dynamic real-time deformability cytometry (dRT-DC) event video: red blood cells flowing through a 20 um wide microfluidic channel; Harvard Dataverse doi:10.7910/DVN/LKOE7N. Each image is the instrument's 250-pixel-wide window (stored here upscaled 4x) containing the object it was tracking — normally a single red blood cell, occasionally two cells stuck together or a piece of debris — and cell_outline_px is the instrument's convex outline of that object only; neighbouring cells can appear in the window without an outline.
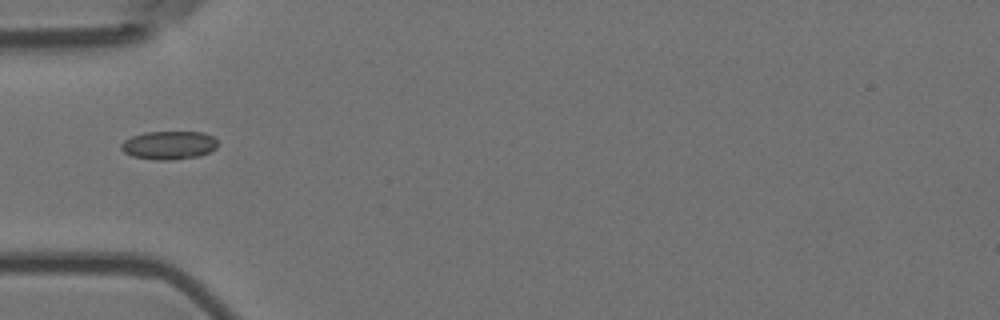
{"species": "Egyptian fruit bat (a non-hibernating species)", "species_latin": "Rousettus aegyptiacus", "temperature_condition": "room temperature", "stored_images_in_passage": 39, "camera_frame_rate_fps": 3000, "um_per_image_px": 0.085, "animal": {"sex": "female"}, "frame": {"image": 1, "passage_image": 1, "time_ms": 0.0, "image_size_px": [1000, 320], "cell_outline_px": [[216, 148], [208, 152], [196, 156], [172, 160], [156, 160], [132, 156], [124, 152], [120, 148], [120, 144], [124, 140], [132, 136], [144, 132], [204, 132], [212, 136], [216, 140]], "centroid_in_image_um": [14.32, 12.33], "position_along_channel_um": 70.7, "area_um2": 15.9}}
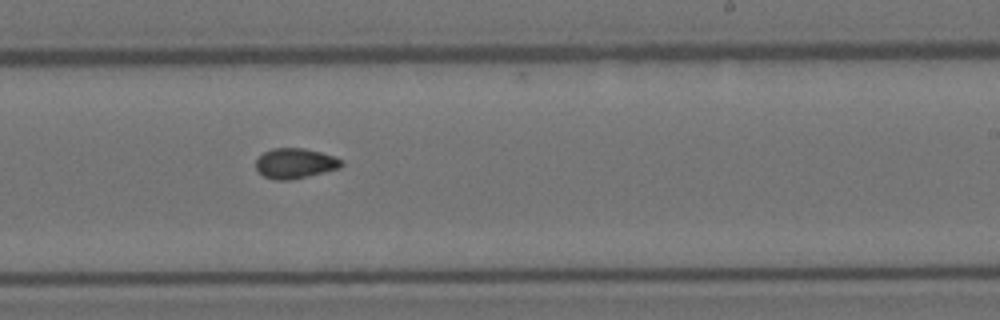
{"frame": {"image": 2, "passage_image": 17, "time_ms": 5.333, "image_size_px": [1000, 320], "cell_outline_px": [[344, 164], [340, 168], [292, 180], [276, 180], [264, 176], [256, 172], [256, 160], [264, 152], [272, 148], [304, 148], [320, 152], [332, 156], [340, 160]], "centroid_in_image_um": [25.05, 13.89], "position_along_channel_um": 264.0, "area_um2": 15.03}}
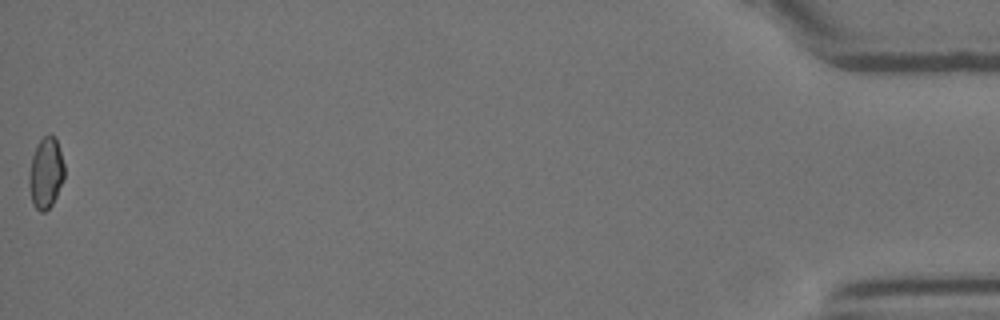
{"frame": {"image": 3, "passage_image": 39, "time_ms": 12.667, "image_size_px": [1000, 320], "cell_outline_px": [[64, 176], [56, 196], [52, 204], [44, 212], [40, 212], [32, 204], [28, 184], [28, 176], [32, 156], [36, 144], [44, 136], [52, 136], [56, 140], [64, 164]], "centroid_in_image_um": [3.86, 14.73], "position_along_channel_um": 431.3, "area_um2": 14.45}, "authors_computed_cell_mechanics": {"area_um2": 14.7968, "velocity_mm_per_s": 3.6221, "shape_relaxation_time_tau1_ms": 9.5754, "shape_relaxation_time_tau2_ms": 2.218, "deformation_change_tau1": 0.1512, "deformation_change_tau2": 0.0643}}